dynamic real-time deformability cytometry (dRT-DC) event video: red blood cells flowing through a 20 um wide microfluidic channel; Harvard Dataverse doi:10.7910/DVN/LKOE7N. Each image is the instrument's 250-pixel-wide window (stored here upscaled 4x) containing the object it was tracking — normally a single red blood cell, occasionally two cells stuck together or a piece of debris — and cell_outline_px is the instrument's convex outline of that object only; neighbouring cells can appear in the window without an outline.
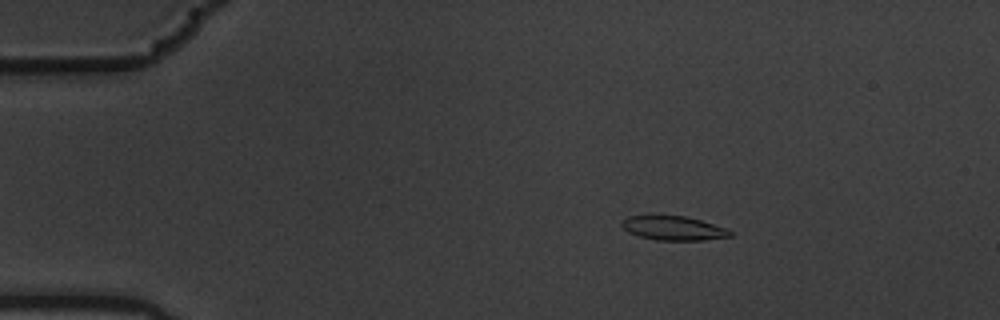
{"species": "common noctule bat (a hibernating species)", "species_latin": "Nyctalus noctula", "temperature_condition": "warm", "stored_images_in_passage": 6, "camera_frame_rate_fps": 3000, "um_per_image_px": 0.085, "animal": {"sex": "male", "body_mass_g": 19.5, "forearm_length_mm": 54.6}, "frame": {"image": 1, "passage_image": 3, "time_ms": 0.667, "image_size_px": [1000, 320], "cell_outline_px": [[732, 236], [704, 240], [656, 240], [640, 236], [628, 232], [620, 224], [620, 220], [628, 216], [684, 216], [700, 220], [724, 228], [732, 232]], "centroid_in_image_um": [57.2, 19.4], "position_along_channel_um": 27.8, "area_um2": 15.03}}
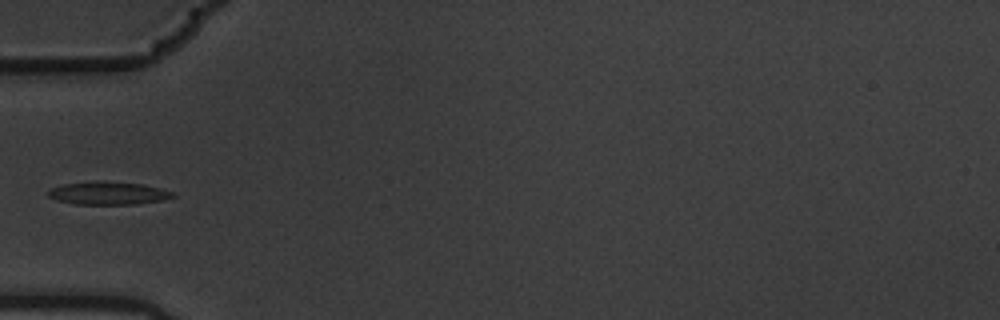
{"frame": {"image": 2, "passage_image": 6, "time_ms": 1.667, "image_size_px": [1000, 320], "cell_outline_px": [[176, 196], [164, 200], [136, 204], [76, 204], [56, 200], [48, 196], [48, 192], [52, 188], [64, 184], [96, 180], [100, 180], [144, 184], [160, 188], [172, 192]], "centroid_in_image_um": [9.21, 16.41], "position_along_channel_um": 75.8, "area_um2": 16.76}}